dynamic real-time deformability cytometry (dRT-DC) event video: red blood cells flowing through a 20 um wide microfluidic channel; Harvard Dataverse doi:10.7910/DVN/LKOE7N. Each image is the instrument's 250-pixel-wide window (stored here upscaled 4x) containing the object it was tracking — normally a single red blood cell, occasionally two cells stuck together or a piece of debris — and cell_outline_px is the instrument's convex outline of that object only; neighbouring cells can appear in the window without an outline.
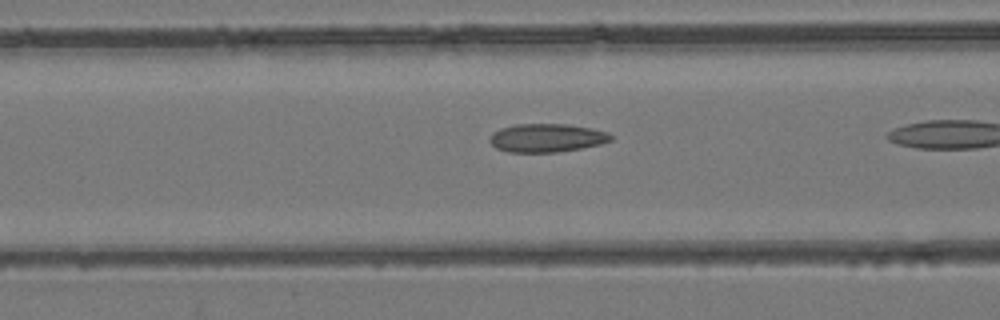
{"species": "common noctule bat (a hibernating species)", "species_latin": "Nyctalus noctula", "temperature_condition": "room temperature", "stored_images_in_passage": 13, "camera_frame_rate_fps": 3000, "um_per_image_px": 0.085, "animal": {"sex": "female", "body_mass_g": 24.6, "forearm_length_mm": 56.2}, "frame": {"image": 1, "passage_image": 6, "time_ms": 1.667, "image_size_px": [1000, 320], "cell_outline_px": [[612, 140], [600, 144], [580, 148], [556, 152], [508, 152], [496, 148], [488, 140], [492, 132], [500, 128], [516, 124], [568, 124], [592, 128], [608, 132], [612, 136]], "centroid_in_image_um": [46.45, 11.71], "position_along_channel_um": 120.1, "area_um2": 20.11}}
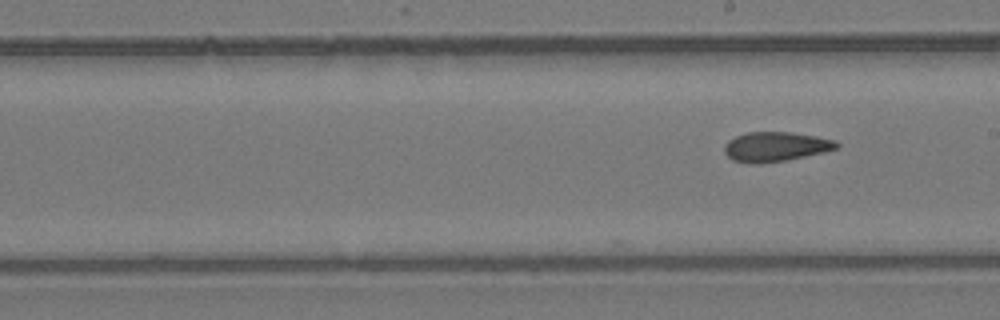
{"frame": {"image": 2, "passage_image": 13, "time_ms": 4.0, "image_size_px": [1000, 320], "cell_outline_px": [[840, 148], [824, 152], [784, 160], [760, 164], [752, 164], [732, 160], [724, 152], [724, 144], [728, 140], [736, 136], [748, 132], [788, 132], [816, 136], [836, 140], [840, 144]], "centroid_in_image_um": [65.92, 12.47], "position_along_channel_um": 223.1, "area_um2": 19.42}}